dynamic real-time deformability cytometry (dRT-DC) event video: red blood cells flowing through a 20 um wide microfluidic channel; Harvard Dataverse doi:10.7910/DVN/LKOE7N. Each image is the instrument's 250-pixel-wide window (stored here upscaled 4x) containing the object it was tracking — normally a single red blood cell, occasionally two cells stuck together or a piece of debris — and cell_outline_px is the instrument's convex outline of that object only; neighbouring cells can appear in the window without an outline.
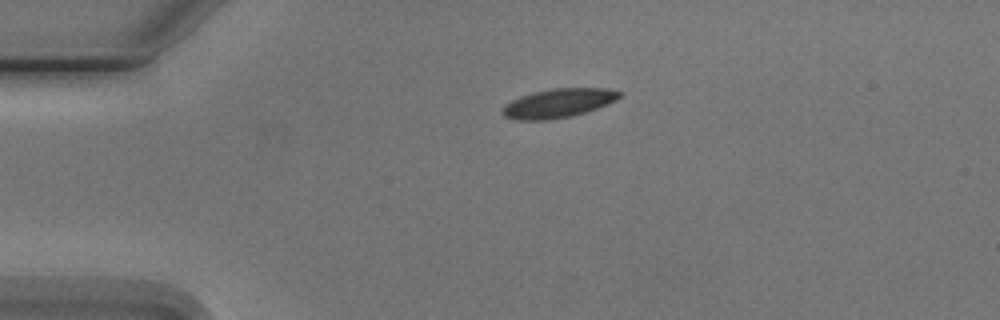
{"species": "Egyptian fruit bat (a non-hibernating species)", "species_latin": "Rousettus aegyptiacus", "temperature_condition": "cold", "stored_images_in_passage": 2, "camera_frame_rate_fps": 3000, "um_per_image_px": 0.085, "animal": {"sex": "male"}, "frame": {"image": 1, "passage_image": 1, "time_ms": 0.0, "image_size_px": [1000, 320], "cell_outline_px": [[624, 96], [608, 104], [572, 116], [548, 120], [516, 120], [504, 116], [500, 112], [512, 100], [520, 96], [532, 92], [552, 88], [608, 88], [624, 92]], "centroid_in_image_um": [47.51, 8.76], "position_along_channel_um": 37.5, "area_um2": 19.88}}